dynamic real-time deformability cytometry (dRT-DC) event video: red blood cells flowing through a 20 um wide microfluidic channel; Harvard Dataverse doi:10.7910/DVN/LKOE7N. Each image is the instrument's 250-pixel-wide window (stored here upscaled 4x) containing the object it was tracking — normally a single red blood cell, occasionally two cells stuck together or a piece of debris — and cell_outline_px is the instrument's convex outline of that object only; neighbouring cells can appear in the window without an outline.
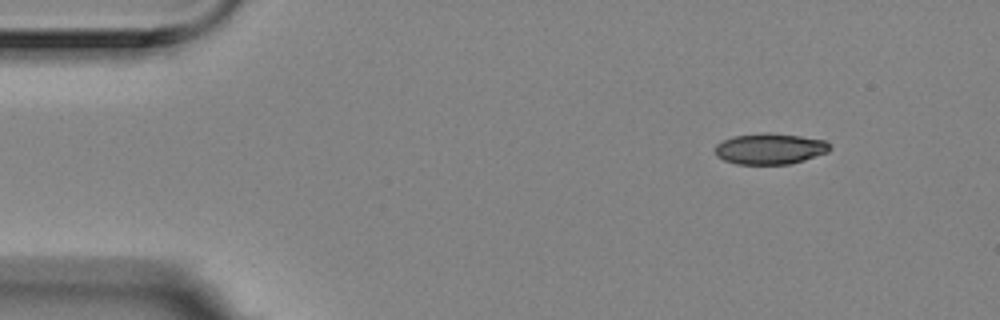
{"species": "Egyptian fruit bat (a non-hibernating species)", "species_latin": "Rousettus aegyptiacus", "temperature_condition": "room temperature", "stored_images_in_passage": 4, "camera_frame_rate_fps": 3000, "um_per_image_px": 0.085, "animal": {"sex": "female"}, "frame": {"image": 1, "passage_image": 1, "time_ms": 0.0, "image_size_px": [1000, 320], "cell_outline_px": [[832, 148], [828, 152], [804, 160], [788, 164], [736, 164], [724, 160], [716, 156], [716, 144], [732, 136], [764, 132], [768, 132], [800, 136], [824, 140]], "centroid_in_image_um": [65.44, 12.64], "position_along_channel_um": 19.6, "area_um2": 20.69}}
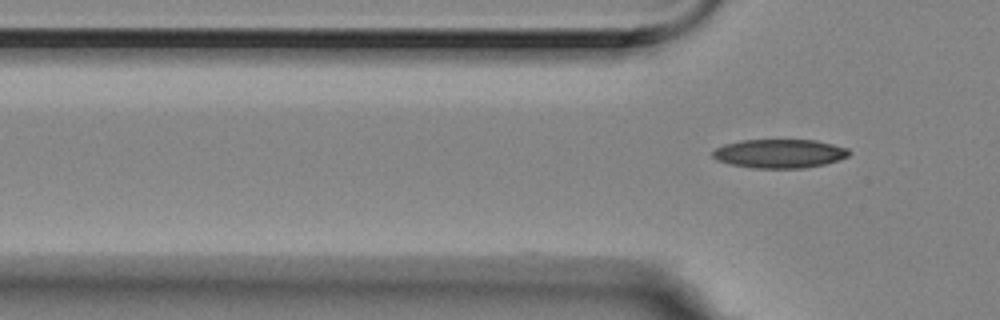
{"frame": {"image": 2, "passage_image": 4, "time_ms": 1.0, "image_size_px": [1000, 320], "cell_outline_px": [[852, 152], [848, 156], [840, 160], [824, 164], [804, 168], [752, 168], [728, 164], [716, 160], [712, 156], [712, 152], [716, 148], [724, 144], [744, 140], [816, 140], [848, 148]], "centroid_in_image_um": [66.26, 13.06], "position_along_channel_um": 59.5, "area_um2": 23.06}}